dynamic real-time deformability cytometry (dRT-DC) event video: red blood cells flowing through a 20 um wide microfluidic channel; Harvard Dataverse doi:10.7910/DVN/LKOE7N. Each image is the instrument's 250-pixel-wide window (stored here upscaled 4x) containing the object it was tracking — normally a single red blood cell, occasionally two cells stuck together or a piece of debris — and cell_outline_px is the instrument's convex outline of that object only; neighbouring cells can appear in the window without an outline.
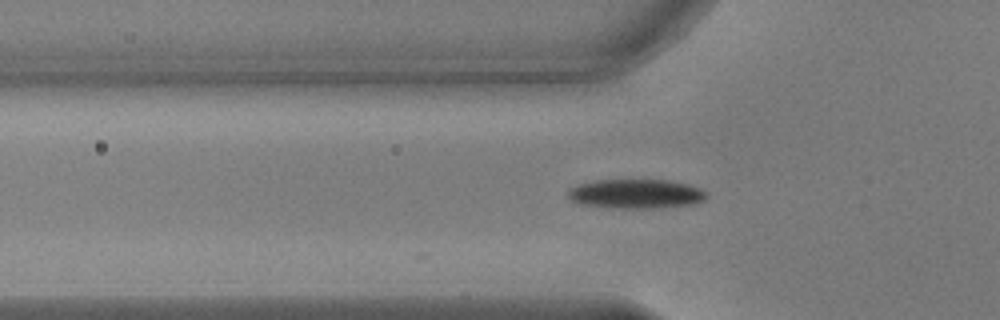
{"species": "common noctule bat (a hibernating species)", "species_latin": "Nyctalus noctula", "temperature_condition": "warm", "stored_images_in_passage": 37, "camera_frame_rate_fps": 3000, "um_per_image_px": 0.085, "animal": {"sex": "male", "body_mass_g": 17.9, "forearm_length_mm": 54.2}, "frame": {"image": 1, "passage_image": 2, "time_ms": 0.333, "image_size_px": [1000, 320], "cell_outline_px": [[708, 196], [704, 200], [696, 204], [648, 208], [620, 208], [584, 204], [572, 200], [564, 192], [568, 188], [576, 184], [592, 180], [668, 180], [688, 184], [700, 188]], "centroid_in_image_um": [54.02, 16.46], "position_along_channel_um": 71.8, "area_um2": 23.7}}
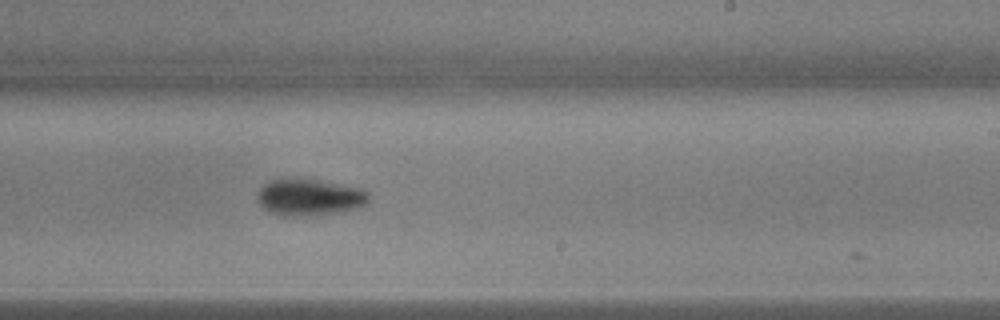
{"frame": {"image": 2, "passage_image": 17, "time_ms": 5.333, "image_size_px": [1000, 320], "cell_outline_px": [[368, 204], [360, 208], [336, 212], [300, 216], [284, 216], [268, 212], [256, 200], [260, 188], [264, 184], [280, 176], [292, 176], [316, 180], [360, 188], [368, 192]], "centroid_in_image_um": [26.25, 16.74], "position_along_channel_um": 262.7, "area_um2": 24.16}}
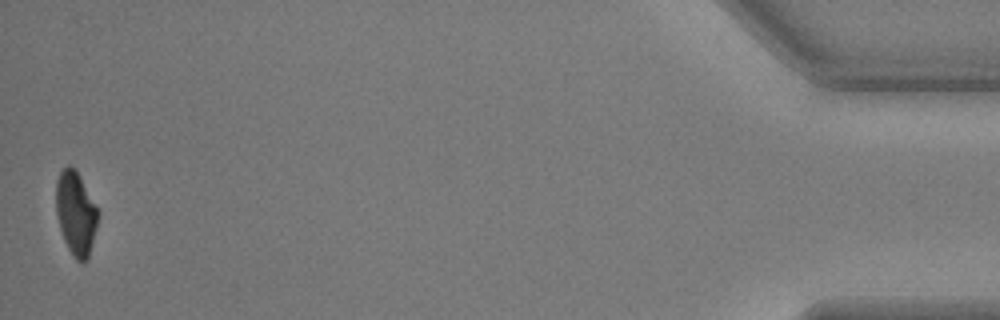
{"frame": {"image": 3, "passage_image": 37, "time_ms": 12.0, "image_size_px": [1000, 320], "cell_outline_px": [[100, 212], [96, 228], [88, 256], [84, 264], [76, 260], [72, 256], [64, 240], [60, 228], [56, 212], [56, 180], [60, 172], [68, 164], [76, 168]], "centroid_in_image_um": [6.45, 18.1], "position_along_channel_um": 428.8, "area_um2": 20.58}, "authors_computed_cell_mechanics": {"area_um2": 22.9466, "velocity_mm_per_s": 3.8128, "shape_relaxation_time_tau1_ms": 2.3853, "shape_relaxation_time_tau2_ms": 2.359, "deformation_change_tau1": 0.1354, "deformation_change_tau2": 0.0628}}